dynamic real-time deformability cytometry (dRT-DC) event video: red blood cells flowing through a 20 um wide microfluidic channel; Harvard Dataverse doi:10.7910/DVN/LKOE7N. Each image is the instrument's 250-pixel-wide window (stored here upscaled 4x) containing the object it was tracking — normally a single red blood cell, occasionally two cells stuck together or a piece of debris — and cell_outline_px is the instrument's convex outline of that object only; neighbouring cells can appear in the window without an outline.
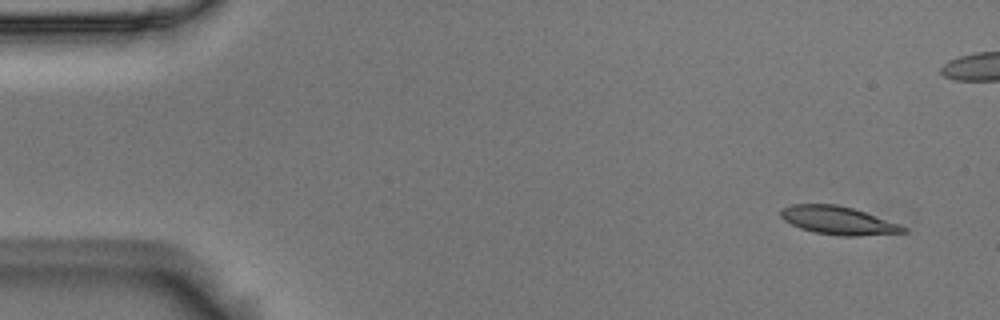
{"species": "Egyptian fruit bat (a non-hibernating species)", "species_latin": "Rousettus aegyptiacus", "temperature_condition": "room temperature", "stored_images_in_passage": 55, "camera_frame_rate_fps": 3000, "um_per_image_px": 0.085, "animal": {"sex": "male"}, "frame": {"image": 1, "passage_image": 3, "time_ms": 0.667, "image_size_px": [1000, 320], "cell_outline_px": [[908, 232], [860, 236], [840, 236], [816, 232], [800, 228], [784, 220], [780, 216], [780, 212], [784, 208], [792, 204], [836, 204], [852, 208], [900, 224], [908, 228]], "centroid_in_image_um": [71.27, 18.74], "position_along_channel_um": 13.7, "area_um2": 20.0}}
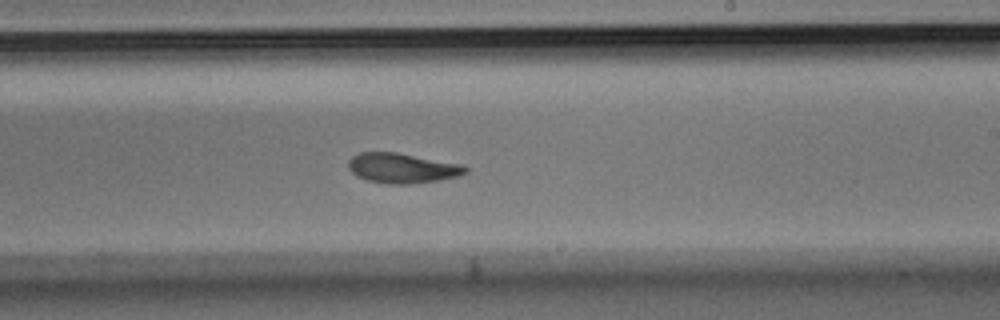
{"frame": {"image": 2, "passage_image": 32, "time_ms": 10.333, "image_size_px": [1000, 320], "cell_outline_px": [[468, 172], [456, 176], [440, 180], [412, 184], [388, 184], [368, 180], [356, 176], [348, 168], [348, 160], [352, 156], [360, 152], [396, 152], [460, 164], [468, 168]], "centroid_in_image_um": [34.16, 14.29], "position_along_channel_um": 254.8, "area_um2": 20.4}}
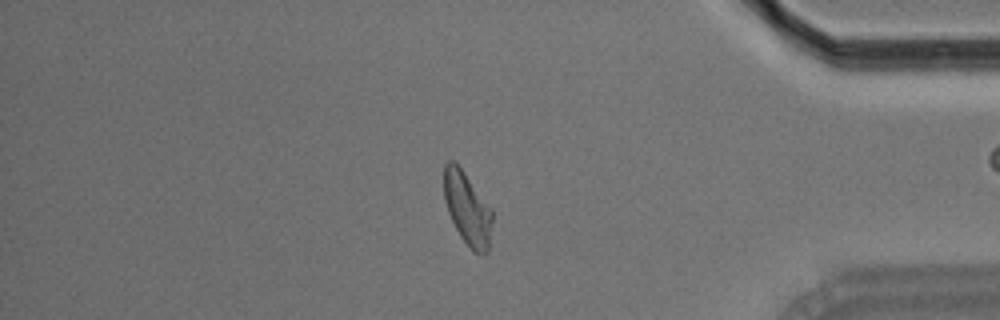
{"frame": {"image": 3, "passage_image": 46, "time_ms": 15.0, "image_size_px": [1000, 320], "cell_outline_px": [[492, 224], [488, 252], [484, 256], [476, 252], [460, 236], [448, 212], [444, 200], [444, 164], [448, 160], [456, 160], [492, 208]], "centroid_in_image_um": [39.73, 17.67], "position_along_channel_um": 395.5, "area_um2": 20.69}, "authors_computed_cell_mechanics": {"area_um2": 20.6346, "velocity_mm_per_s": 3.6466, "shape_relaxation_time_tau1_ms": 9.1046, "shape_relaxation_time_tau2_ms": 4.0057, "deformation_change_tau1": 0.2397, "deformation_change_tau2": 0.1061}}